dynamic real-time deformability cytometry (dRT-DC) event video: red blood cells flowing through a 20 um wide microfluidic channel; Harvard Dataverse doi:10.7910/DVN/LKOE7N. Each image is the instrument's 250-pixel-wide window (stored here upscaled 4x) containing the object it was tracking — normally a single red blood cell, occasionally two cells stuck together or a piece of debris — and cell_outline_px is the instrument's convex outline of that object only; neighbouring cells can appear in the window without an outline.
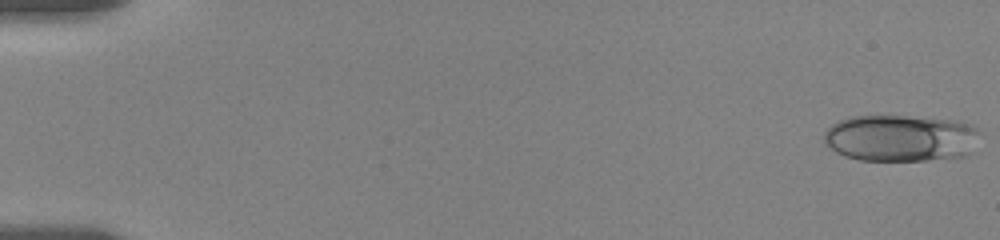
{"species": "human", "species_latin": "Homo sapiens", "temperature_condition": "room temperature", "stored_images_in_passage": 58, "segment_of_instrument_passage": [1, 2], "camera_frame_rate_fps": 3000, "um_per_image_px": 0.085, "donor": {"sex": "female"}, "frame": {"image": 1, "passage_image": 1, "time_ms": 0.0, "image_size_px": [1000, 240], "cell_outline_px": [[980, 132], [972, 152], [964, 156], [924, 160], [860, 160], [844, 156], [836, 152], [824, 144], [824, 132], [832, 124], [848, 116], [908, 116], [956, 120], [972, 124]], "centroid_in_image_um": [76.55, 11.73], "position_along_channel_um": 8.4, "area_um2": 42.77}}
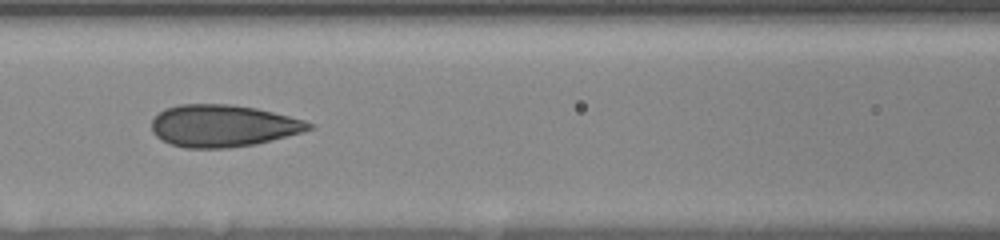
{"frame": {"image": 2, "passage_image": 26, "time_ms": 8.333, "image_size_px": [1000, 240], "cell_outline_px": [[316, 128], [256, 144], [228, 148], [184, 148], [172, 144], [156, 136], [152, 132], [152, 120], [164, 108], [180, 104], [232, 104], [256, 108], [304, 120], [316, 124]], "centroid_in_image_um": [18.96, 10.69], "position_along_channel_um": 147.6, "area_um2": 38.55}}
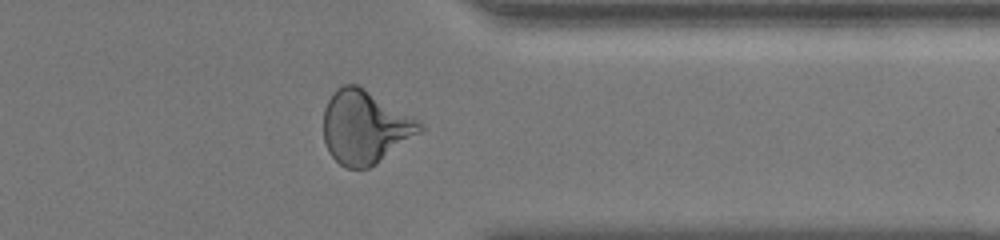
{"frame": {"image": 3, "passage_image": 46, "time_ms": 15.0, "image_size_px": [1000, 240], "cell_outline_px": [[424, 128], [420, 132], [376, 164], [368, 168], [344, 168], [328, 152], [324, 144], [324, 108], [332, 92], [336, 88], [344, 84], [356, 84], [364, 88], [424, 124]], "centroid_in_image_um": [30.98, 10.81], "position_along_channel_um": 380.4, "area_um2": 40.75}}